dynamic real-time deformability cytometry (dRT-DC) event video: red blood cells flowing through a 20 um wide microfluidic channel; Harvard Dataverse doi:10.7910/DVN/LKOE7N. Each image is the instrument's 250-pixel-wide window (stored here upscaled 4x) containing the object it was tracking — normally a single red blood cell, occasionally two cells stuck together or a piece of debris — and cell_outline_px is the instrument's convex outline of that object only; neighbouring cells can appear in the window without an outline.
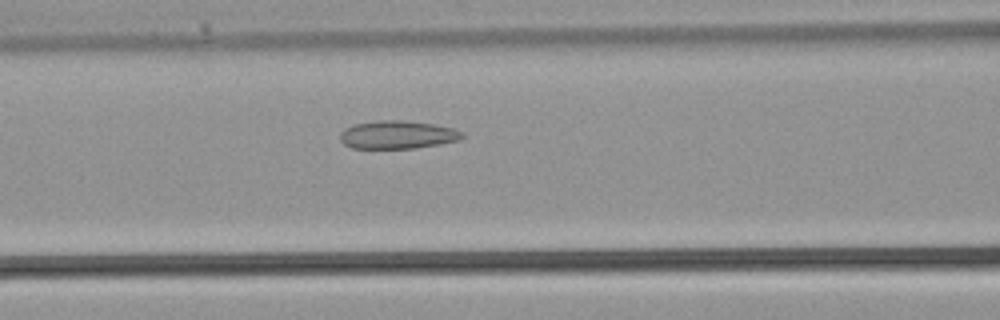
{"species": "common noctule bat (a hibernating species)", "species_latin": "Nyctalus noctula", "temperature_condition": "warm", "stored_images_in_passage": 23, "camera_frame_rate_fps": 3000, "um_per_image_px": 0.085, "animal": {"sex": "male", "body_mass_g": 21.5, "forearm_length_mm": 52.0}, "frame": {"image": 1, "passage_image": 9, "time_ms": 2.667, "image_size_px": [1000, 320], "cell_outline_px": [[464, 136], [460, 140], [440, 144], [416, 148], [352, 148], [344, 144], [340, 140], [340, 132], [344, 128], [352, 124], [380, 120], [400, 120], [432, 124], [452, 128], [464, 132]], "centroid_in_image_um": [33.77, 11.45], "position_along_channel_um": 132.8, "area_um2": 20.06}}
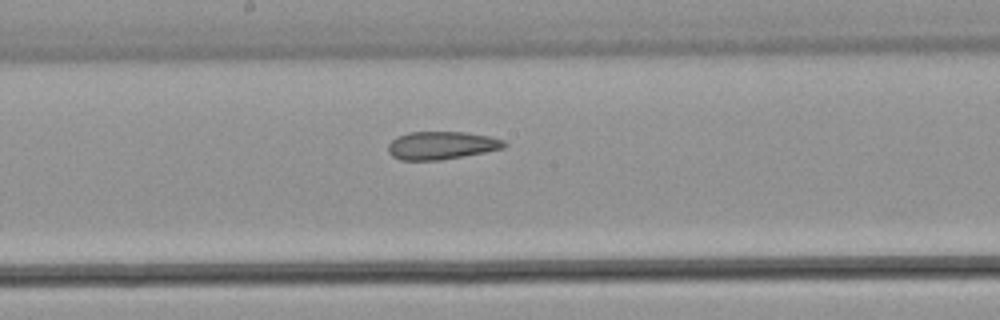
{"frame": {"image": 2, "passage_image": 13, "time_ms": 4.0, "image_size_px": [1000, 320], "cell_outline_px": [[508, 144], [504, 148], [464, 156], [440, 160], [400, 160], [392, 156], [388, 152], [388, 144], [396, 136], [408, 132], [468, 132], [488, 136], [504, 140]], "centroid_in_image_um": [37.51, 12.35], "position_along_channel_um": 210.7, "area_um2": 19.02}}
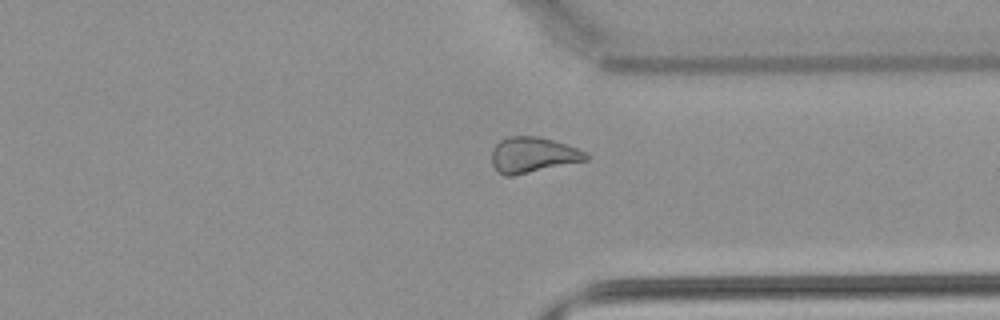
{"frame": {"image": 3, "passage_image": 21, "time_ms": 6.667, "image_size_px": [1000, 320], "cell_outline_px": [[588, 160], [512, 176], [504, 176], [492, 164], [492, 148], [500, 140], [508, 136], [540, 136], [576, 148], [584, 152], [588, 156]], "centroid_in_image_um": [45.26, 13.16], "position_along_channel_um": 366.1, "area_um2": 19.36}}